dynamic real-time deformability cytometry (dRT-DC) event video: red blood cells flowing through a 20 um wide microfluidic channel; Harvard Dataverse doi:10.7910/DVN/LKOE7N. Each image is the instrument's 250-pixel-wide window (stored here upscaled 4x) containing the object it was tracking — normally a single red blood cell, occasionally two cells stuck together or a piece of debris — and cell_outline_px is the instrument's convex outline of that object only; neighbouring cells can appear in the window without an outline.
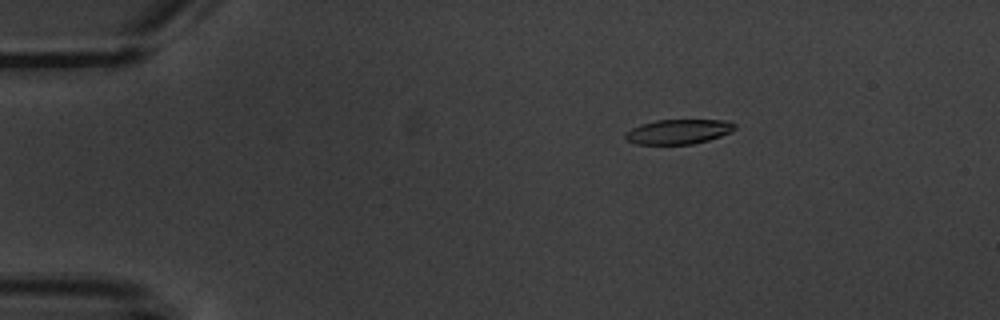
{"species": "common noctule bat (a hibernating species)", "species_latin": "Nyctalus noctula", "temperature_condition": "warm", "stored_images_in_passage": 6, "camera_frame_rate_fps": 3000, "um_per_image_px": 0.085, "animal": {"sex": "male", "body_mass_g": 20.1, "forearm_length_mm": 53.5}, "frame": {"image": 1, "passage_image": 3, "time_ms": 2.667, "image_size_px": [1000, 320], "cell_outline_px": [[736, 128], [732, 132], [708, 140], [692, 144], [636, 144], [624, 140], [624, 132], [640, 124], [656, 120], [724, 120], [736, 124]], "centroid_in_image_um": [57.63, 11.19], "position_along_channel_um": 27.4, "area_um2": 15.9}}
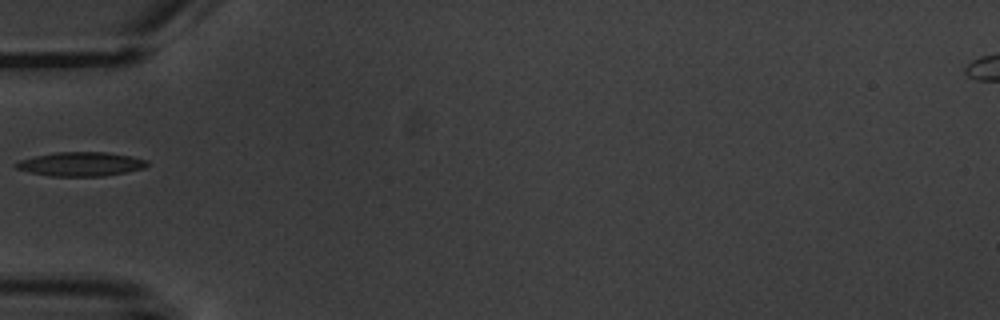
{"frame": {"image": 2, "passage_image": 5, "time_ms": 6.0, "image_size_px": [1000, 320], "cell_outline_px": [[148, 164], [144, 168], [104, 176], [48, 176], [16, 168], [12, 164], [20, 160], [36, 156], [56, 152], [108, 152], [132, 156], [148, 160]], "centroid_in_image_um": [6.88, 13.94], "position_along_channel_um": 78.1, "area_um2": 18.32}}